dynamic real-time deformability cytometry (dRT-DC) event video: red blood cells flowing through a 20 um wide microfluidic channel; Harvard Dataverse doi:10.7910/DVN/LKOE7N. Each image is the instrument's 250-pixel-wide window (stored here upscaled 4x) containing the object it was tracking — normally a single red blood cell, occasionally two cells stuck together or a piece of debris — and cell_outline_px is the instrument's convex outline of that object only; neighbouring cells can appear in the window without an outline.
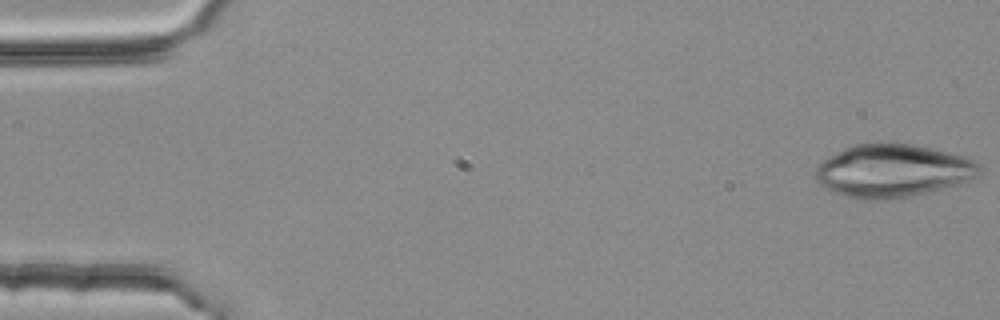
{"species": "common noctule bat (a hibernating species)", "species_latin": "Nyctalus noctula", "temperature_condition": "room temperature", "stored_images_in_passage": 53, "camera_frame_rate_fps": 3000, "um_per_image_px": 0.085, "animal": {"sex": "female", "body_mass_g": 25.1}, "frame": {"image": 1, "passage_image": 1, "time_ms": 0.0, "image_size_px": [1000, 320], "cell_outline_px": [[980, 172], [976, 176], [956, 184], [944, 188], [896, 200], [860, 200], [844, 196], [832, 192], [824, 188], [812, 176], [812, 172], [828, 156], [844, 148], [856, 144], [880, 140], [888, 140], [912, 144], [964, 156], [980, 164]], "centroid_in_image_um": [75.8, 14.51], "position_along_channel_um": 9.2, "area_um2": 51.56}}
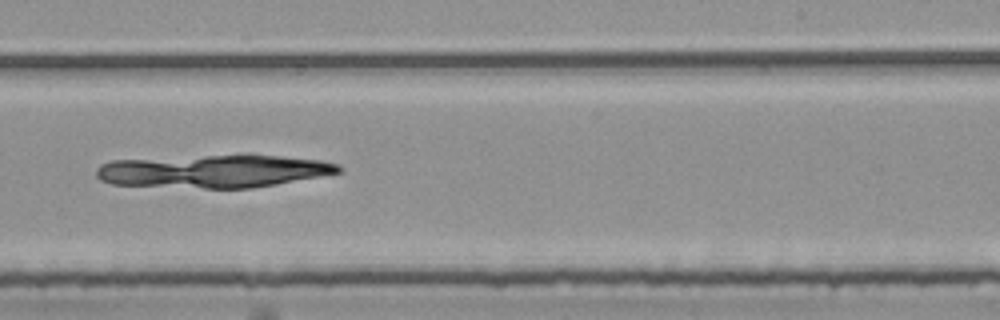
{"frame": {"image": 2, "passage_image": 33, "time_ms": 10.667, "image_size_px": [1000, 320], "cell_outline_px": [[344, 168], [340, 172], [320, 176], [276, 184], [252, 188], [204, 188], [112, 184], [100, 180], [96, 176], [96, 168], [100, 164], [112, 160], [240, 152], [248, 152], [320, 160], [340, 164]], "centroid_in_image_um": [18.19, 14.5], "position_along_channel_um": 270.8, "area_um2": 48.03}}
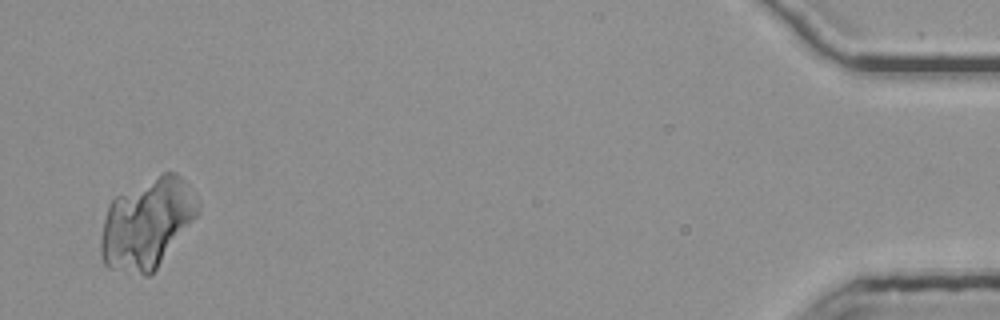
{"frame": {"image": 3, "passage_image": 52, "time_ms": 17.0, "image_size_px": [1000, 320], "cell_outline_px": [[200, 212], [156, 268], [148, 276], [144, 276], [108, 268], [104, 264], [100, 256], [100, 236], [108, 204], [116, 196], [164, 172], [176, 172], [188, 184], [200, 204]], "centroid_in_image_um": [12.49, 19.0], "position_along_channel_um": 422.7, "area_um2": 50.69}}